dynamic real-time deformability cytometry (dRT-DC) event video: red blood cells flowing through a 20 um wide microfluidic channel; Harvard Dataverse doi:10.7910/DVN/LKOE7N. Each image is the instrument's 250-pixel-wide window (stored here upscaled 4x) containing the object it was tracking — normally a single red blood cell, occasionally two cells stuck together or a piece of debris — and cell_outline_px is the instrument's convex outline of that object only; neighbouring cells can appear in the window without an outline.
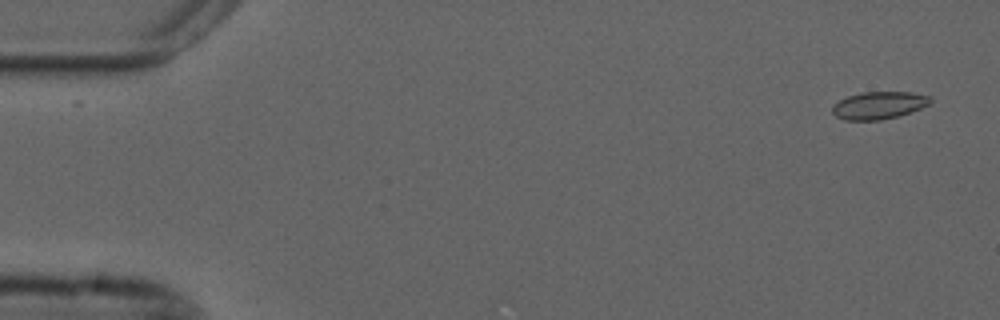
{"species": "common noctule bat (a hibernating species)", "species_latin": "Nyctalus noctula", "temperature_condition": "cold", "stored_images_in_passage": 55, "camera_frame_rate_fps": 3000, "um_per_image_px": 0.085, "animal": {"sex": "male", "forearm_length_mm": 52.5}, "frame": {"image": 1, "passage_image": 2, "time_ms": 0.333, "image_size_px": [1000, 320], "cell_outline_px": [[932, 100], [928, 104], [920, 108], [896, 116], [880, 120], [844, 120], [836, 116], [832, 112], [832, 104], [848, 96], [860, 92], [912, 92], [932, 96]], "centroid_in_image_um": [74.68, 8.94], "position_along_channel_um": 10.3, "area_um2": 15.61}}
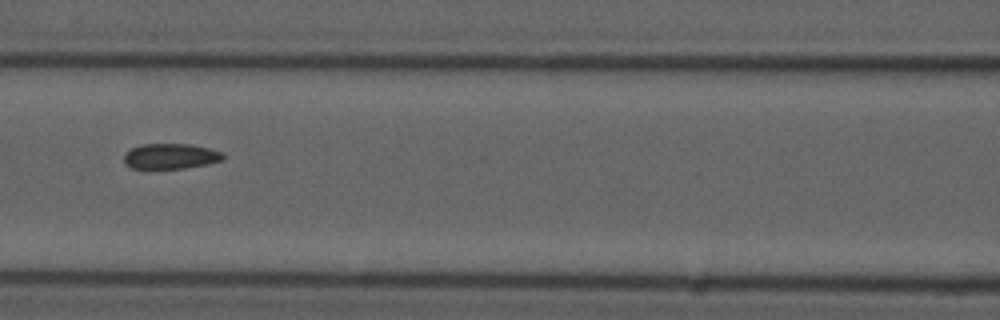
{"frame": {"image": 2, "passage_image": 24, "time_ms": 7.667, "image_size_px": [1000, 320], "cell_outline_px": [[224, 160], [208, 164], [184, 168], [132, 168], [124, 160], [124, 156], [132, 148], [140, 144], [192, 144], [224, 152]], "centroid_in_image_um": [14.57, 13.27], "position_along_channel_um": 152.0, "area_um2": 14.57}}
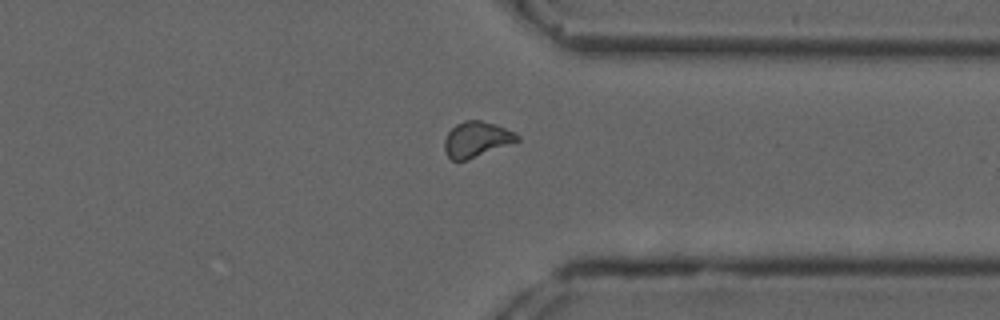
{"frame": {"image": 3, "passage_image": 42, "time_ms": 13.667, "image_size_px": [1000, 320], "cell_outline_px": [[520, 140], [468, 160], [452, 160], [444, 152], [444, 140], [448, 132], [456, 124], [464, 120], [480, 120], [496, 124], [520, 136]], "centroid_in_image_um": [40.48, 11.84], "position_along_channel_um": 370.9, "area_um2": 14.97}, "authors_computed_cell_mechanics": {"area_um2": 15.2592, "velocity_mm_per_s": 3.6835, "shape_relaxation_time_tau1_ms": 10.4765, "shape_relaxation_time_tau2_ms": 1.69, "deformation_change_tau1": 0.1321, "deformation_change_tau2": 0.0492}}